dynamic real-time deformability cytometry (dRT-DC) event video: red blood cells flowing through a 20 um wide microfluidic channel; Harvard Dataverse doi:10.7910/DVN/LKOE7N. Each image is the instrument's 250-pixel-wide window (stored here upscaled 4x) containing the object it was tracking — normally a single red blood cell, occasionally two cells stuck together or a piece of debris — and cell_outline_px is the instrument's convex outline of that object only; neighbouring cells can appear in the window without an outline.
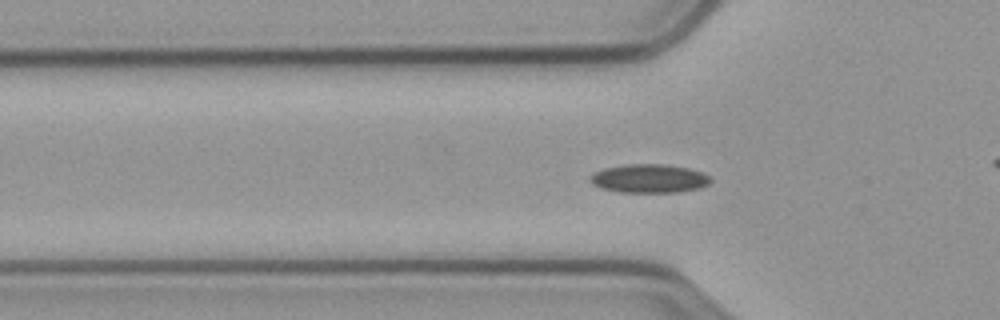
{"species": "common noctule bat (a hibernating species)", "species_latin": "Nyctalus noctula", "temperature_condition": "cold", "stored_images_in_passage": 45, "camera_frame_rate_fps": 3000, "um_per_image_px": 0.085, "animal": {"sex": "male", "body_mass_g": 23.1, "forearm_length_mm": 52.7}, "frame": {"image": 1, "passage_image": 16, "time_ms": 5.0, "image_size_px": [1000, 320], "cell_outline_px": [[712, 180], [708, 184], [700, 188], [676, 192], [620, 192], [600, 188], [592, 184], [588, 180], [588, 176], [604, 168], [628, 164], [664, 164], [688, 168], [704, 172]], "centroid_in_image_um": [55.16, 15.17], "position_along_channel_um": 70.6, "area_um2": 20.17}}
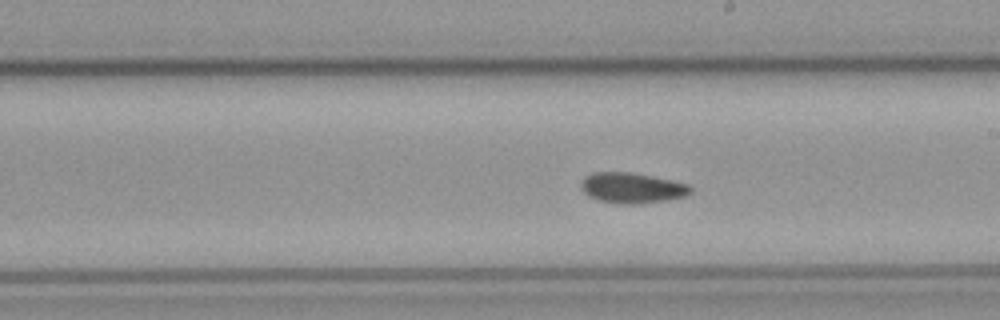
{"frame": {"image": 2, "passage_image": 30, "time_ms": 9.667, "image_size_px": [1000, 320], "cell_outline_px": [[692, 192], [684, 196], [664, 200], [636, 204], [624, 204], [600, 200], [588, 196], [584, 192], [580, 184], [584, 176], [592, 172], [632, 172], [672, 180], [688, 184], [692, 188]], "centroid_in_image_um": [53.7, 15.95], "position_along_channel_um": 235.3, "area_um2": 19.36}}
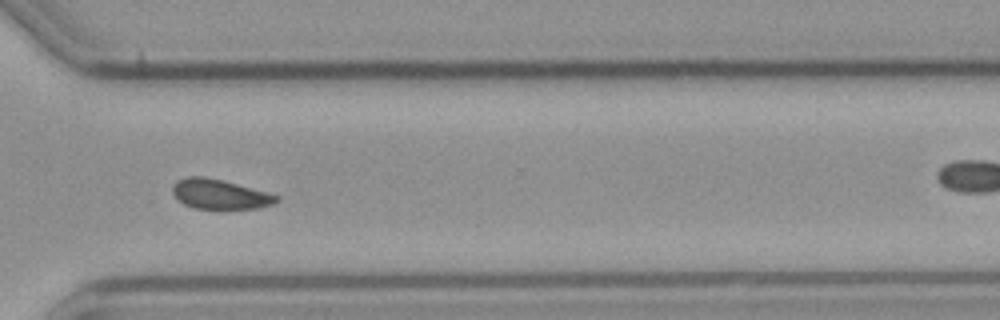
{"frame": {"image": 3, "passage_image": 40, "time_ms": 13.0, "image_size_px": [1000, 320], "cell_outline_px": [[280, 200], [272, 204], [260, 208], [196, 208], [184, 204], [172, 192], [172, 188], [176, 180], [188, 176], [208, 176], [268, 192], [280, 196]], "centroid_in_image_um": [18.7, 16.48], "position_along_channel_um": 351.9, "area_um2": 17.98}, "authors_computed_cell_mechanics": {"area_um2": 18.785, "velocity_mm_per_s": 3.5003, "shape_relaxation_time_tau1_ms": null, "shape_relaxation_time_tau2_ms": 6.4793, "deformation_change_tau1": null, "deformation_change_tau2": 0.0919}}